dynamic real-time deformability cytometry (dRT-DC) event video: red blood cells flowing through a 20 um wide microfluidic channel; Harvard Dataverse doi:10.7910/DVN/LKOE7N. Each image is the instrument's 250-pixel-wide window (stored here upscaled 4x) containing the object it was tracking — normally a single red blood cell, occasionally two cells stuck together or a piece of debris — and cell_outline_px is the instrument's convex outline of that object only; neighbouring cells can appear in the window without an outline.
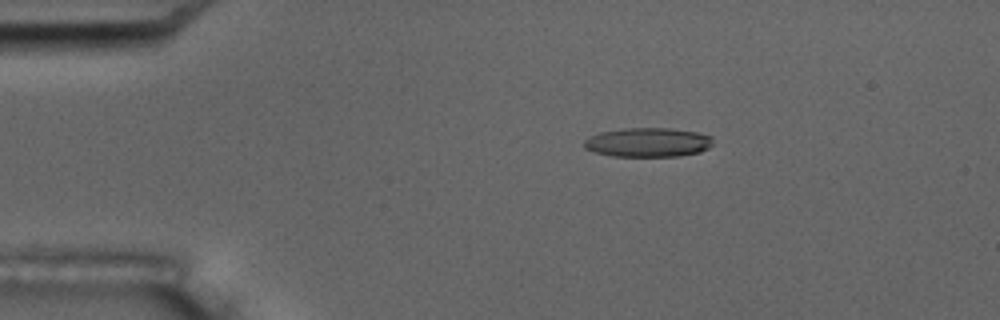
{"species": "common noctule bat (a hibernating species)", "species_latin": "Nyctalus noctula", "temperature_condition": "room temperature", "stored_images_in_passage": 8, "camera_frame_rate_fps": 3000, "um_per_image_px": 0.085, "animal": {"sex": "male", "body_mass_g": 17.5, "forearm_length_mm": 52.3}, "frame": {"image": 1, "passage_image": 3, "time_ms": 2.333, "image_size_px": [1000, 320], "cell_outline_px": [[712, 144], [708, 148], [700, 152], [680, 156], [612, 156], [596, 152], [584, 148], [584, 140], [588, 136], [600, 132], [624, 128], [672, 128], [696, 132], [712, 136]], "centroid_in_image_um": [55.07, 12.09], "position_along_channel_um": 29.9, "area_um2": 22.02}}
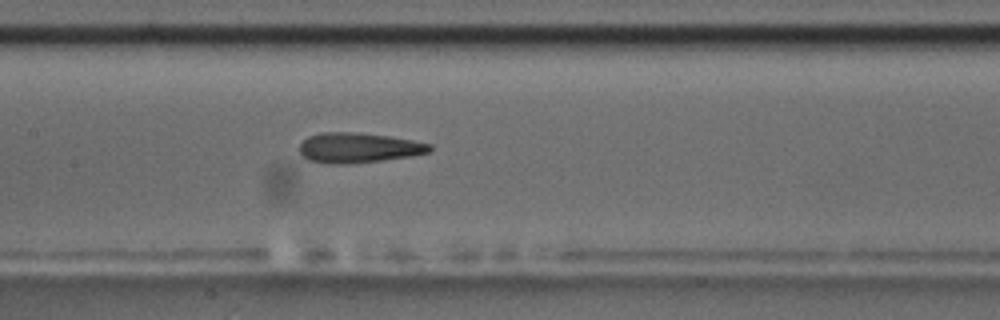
{"frame": {"image": 2, "passage_image": 8, "time_ms": 8.0, "image_size_px": [1000, 320], "cell_outline_px": [[432, 148], [428, 152], [412, 156], [384, 160], [348, 164], [324, 164], [308, 160], [300, 152], [300, 144], [308, 136], [320, 132], [352, 132], [388, 136], [412, 140], [432, 144]], "centroid_in_image_um": [30.45, 12.57], "position_along_channel_um": 176.9, "area_um2": 22.89}}